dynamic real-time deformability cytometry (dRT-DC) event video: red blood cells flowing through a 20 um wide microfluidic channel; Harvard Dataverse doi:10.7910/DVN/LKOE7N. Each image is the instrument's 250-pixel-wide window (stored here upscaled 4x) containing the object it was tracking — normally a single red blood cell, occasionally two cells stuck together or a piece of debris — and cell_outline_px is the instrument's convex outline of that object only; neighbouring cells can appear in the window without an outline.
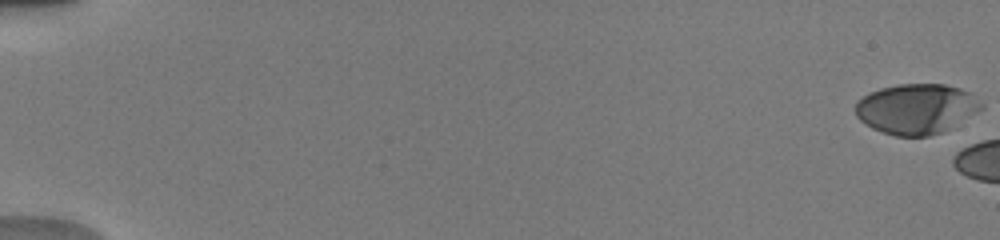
{"species": "human", "species_latin": "Homo sapiens", "temperature_condition": "warm", "stored_images_in_passage": 4, "camera_frame_rate_fps": 3000, "um_per_image_px": 0.085, "donor": {"sex": "male"}, "frame": {"image": 1, "passage_image": 1, "time_ms": 0.0, "image_size_px": [1000, 240], "cell_outline_px": [[984, 108], [956, 128], [944, 132], [928, 136], [896, 136], [872, 128], [860, 120], [856, 116], [856, 100], [868, 92], [880, 88], [900, 84], [944, 84], [960, 88], [972, 92], [984, 104]], "centroid_in_image_um": [77.97, 9.26], "position_along_channel_um": 7.0, "area_um2": 37.63}}